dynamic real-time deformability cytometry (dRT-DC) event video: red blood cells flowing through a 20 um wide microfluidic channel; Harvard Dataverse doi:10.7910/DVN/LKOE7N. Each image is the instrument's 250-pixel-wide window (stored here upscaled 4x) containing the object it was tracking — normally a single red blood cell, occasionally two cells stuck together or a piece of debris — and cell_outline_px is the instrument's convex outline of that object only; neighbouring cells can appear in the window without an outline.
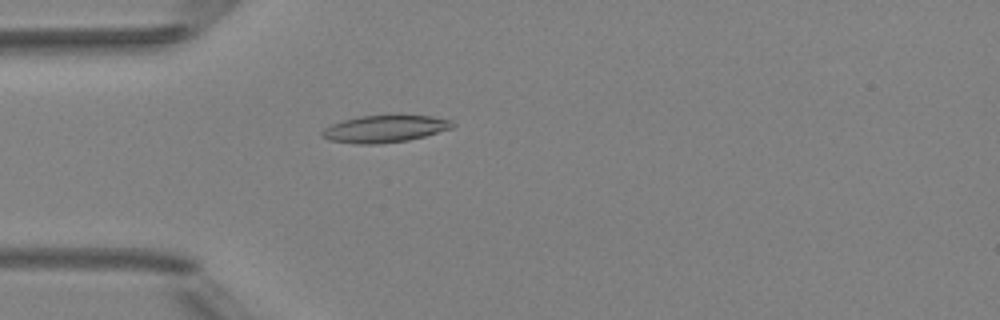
{"species": "Egyptian fruit bat (a non-hibernating species)", "species_latin": "Rousettus aegyptiacus", "temperature_condition": "room temperature", "stored_images_in_passage": 4, "camera_frame_rate_fps": 3000, "um_per_image_px": 0.085, "animal": {"sex": "female"}, "frame": {"image": 1, "passage_image": 3, "time_ms": 2.667, "image_size_px": [1000, 320], "cell_outline_px": [[456, 124], [452, 128], [424, 136], [408, 140], [376, 144], [356, 144], [328, 140], [320, 136], [320, 132], [324, 128], [332, 124], [344, 120], [360, 116], [396, 112], [432, 116], [452, 120]], "centroid_in_image_um": [32.73, 10.9], "position_along_channel_um": 52.3, "area_um2": 21.5}}